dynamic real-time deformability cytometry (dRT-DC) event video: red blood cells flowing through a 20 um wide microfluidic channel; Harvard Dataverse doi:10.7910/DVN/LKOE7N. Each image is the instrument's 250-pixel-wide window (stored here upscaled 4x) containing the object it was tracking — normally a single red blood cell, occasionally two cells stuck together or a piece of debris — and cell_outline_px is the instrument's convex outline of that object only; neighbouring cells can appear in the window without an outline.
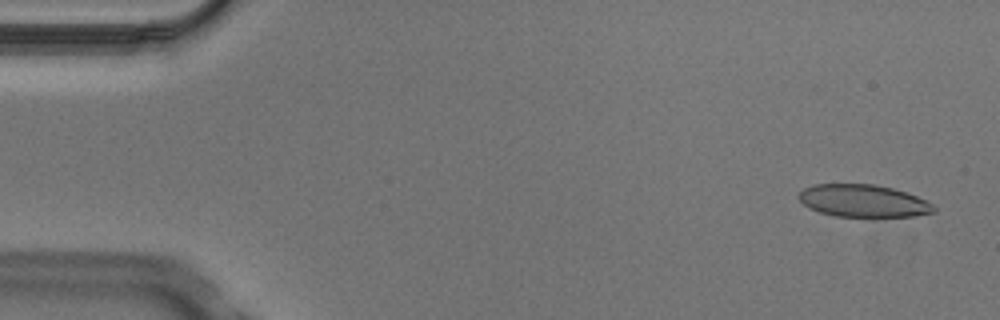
{"species": "Egyptian fruit bat (a non-hibernating species)", "species_latin": "Rousettus aegyptiacus", "temperature_condition": "cold", "stored_images_in_passage": 4, "camera_frame_rate_fps": 3000, "um_per_image_px": 0.085, "animal": {"sex": "male"}, "frame": {"image": 1, "passage_image": 1, "time_ms": 0.0, "image_size_px": [1000, 320], "cell_outline_px": [[936, 212], [916, 216], [836, 216], [820, 212], [808, 208], [796, 196], [804, 188], [812, 184], [872, 184], [892, 188], [916, 196], [932, 204], [936, 208]], "centroid_in_image_um": [73.35, 17.07], "position_along_channel_um": 11.7, "area_um2": 25.37}}
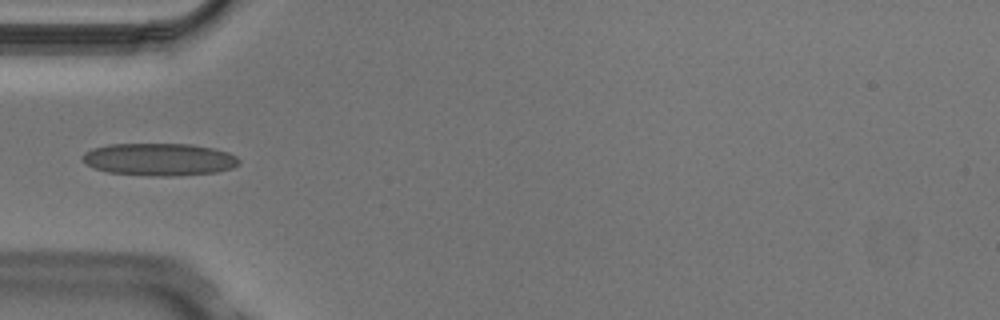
{"frame": {"image": 2, "passage_image": 4, "time_ms": 1.0, "image_size_px": [1000, 320], "cell_outline_px": [[240, 164], [232, 168], [216, 172], [176, 176], [152, 176], [108, 172], [96, 168], [88, 164], [80, 156], [84, 152], [92, 148], [108, 144], [192, 144], [212, 148], [228, 152], [236, 156], [240, 160]], "centroid_in_image_um": [13.55, 13.54], "position_along_channel_um": 71.4, "area_um2": 29.65}}